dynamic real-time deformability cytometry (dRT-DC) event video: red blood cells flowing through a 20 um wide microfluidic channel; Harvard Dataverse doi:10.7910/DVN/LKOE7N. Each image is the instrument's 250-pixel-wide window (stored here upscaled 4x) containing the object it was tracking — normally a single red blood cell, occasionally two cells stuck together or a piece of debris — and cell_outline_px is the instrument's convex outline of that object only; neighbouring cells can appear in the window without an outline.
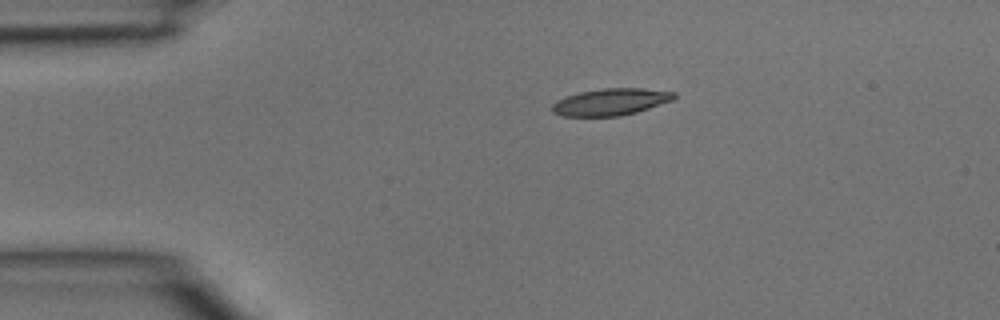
{"species": "common noctule bat (a hibernating species)", "species_latin": "Nyctalus noctula", "temperature_condition": "room temperature", "stored_images_in_passage": 2, "camera_frame_rate_fps": 3000, "um_per_image_px": 0.085, "animal": {"sex": "male", "body_mass_g": 15.6}, "frame": {"image": 1, "passage_image": 1, "time_ms": 0.0, "image_size_px": [1000, 320], "cell_outline_px": [[676, 96], [672, 100], [636, 112], [620, 116], [560, 116], [552, 112], [552, 104], [556, 100], [580, 92], [604, 88], [644, 88], [676, 92]], "centroid_in_image_um": [51.9, 8.66], "position_along_channel_um": 33.1, "area_um2": 19.02}}